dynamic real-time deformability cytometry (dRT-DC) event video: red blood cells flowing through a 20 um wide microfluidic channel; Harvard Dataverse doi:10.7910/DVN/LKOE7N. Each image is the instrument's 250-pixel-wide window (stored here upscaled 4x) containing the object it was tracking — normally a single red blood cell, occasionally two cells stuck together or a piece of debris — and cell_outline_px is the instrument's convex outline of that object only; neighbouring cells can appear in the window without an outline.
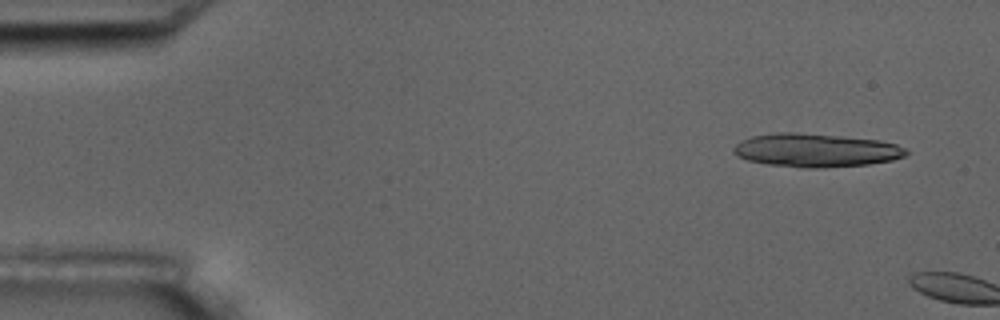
{"species": "common noctule bat (a hibernating species)", "species_latin": "Nyctalus noctula", "temperature_condition": "room temperature", "stored_images_in_passage": 2, "camera_frame_rate_fps": 3000, "um_per_image_px": 0.085, "animal": {"sex": "male", "body_mass_g": 17.5, "forearm_length_mm": 52.3}, "frame": {"image": 1, "passage_image": 1, "time_ms": 0.0, "image_size_px": [1000, 320], "cell_outline_px": [[908, 152], [904, 156], [892, 160], [868, 164], [824, 168], [808, 168], [768, 164], [748, 160], [736, 156], [732, 152], [732, 148], [740, 140], [752, 136], [776, 132], [796, 132], [840, 136], [880, 140], [896, 144], [904, 148]], "centroid_in_image_um": [69.31, 12.77], "position_along_channel_um": 15.7, "area_um2": 33.7}}